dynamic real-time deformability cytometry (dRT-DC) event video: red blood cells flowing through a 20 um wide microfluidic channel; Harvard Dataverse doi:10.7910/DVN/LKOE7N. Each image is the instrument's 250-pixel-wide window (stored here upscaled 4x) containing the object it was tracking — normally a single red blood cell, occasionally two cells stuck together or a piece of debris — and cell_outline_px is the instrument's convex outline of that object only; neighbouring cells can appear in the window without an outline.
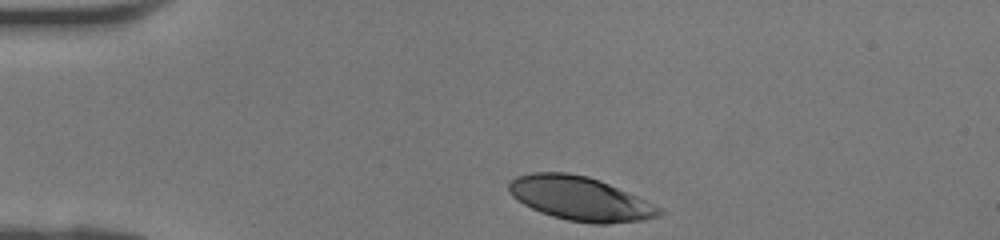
{"species": "human", "species_latin": "Homo sapiens", "temperature_condition": "room temperature", "stored_images_in_passage": 27, "camera_frame_rate_fps": 3000, "um_per_image_px": 0.085, "donor": {"sex": "female"}, "frame": {"image": 1, "passage_image": 1, "time_ms": 0.0, "image_size_px": [1000, 240], "cell_outline_px": [[664, 212], [660, 216], [644, 220], [608, 224], [592, 224], [568, 220], [552, 216], [540, 212], [524, 204], [512, 196], [508, 192], [508, 184], [516, 176], [532, 172], [568, 172], [588, 176], [600, 180], [664, 208]], "centroid_in_image_um": [49.33, 16.88], "position_along_channel_um": 35.7, "area_um2": 38.73}}
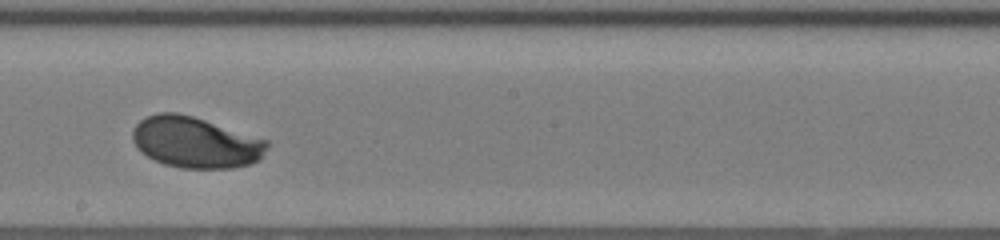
{"frame": {"image": 2, "passage_image": 16, "time_ms": 5.0, "image_size_px": [1000, 240], "cell_outline_px": [[268, 148], [260, 160], [252, 164], [232, 168], [180, 168], [164, 164], [140, 152], [132, 140], [132, 132], [136, 124], [140, 120], [156, 112], [176, 112], [192, 116], [268, 140]], "centroid_in_image_um": [16.62, 12.11], "position_along_channel_um": 231.6, "area_um2": 40.11}}
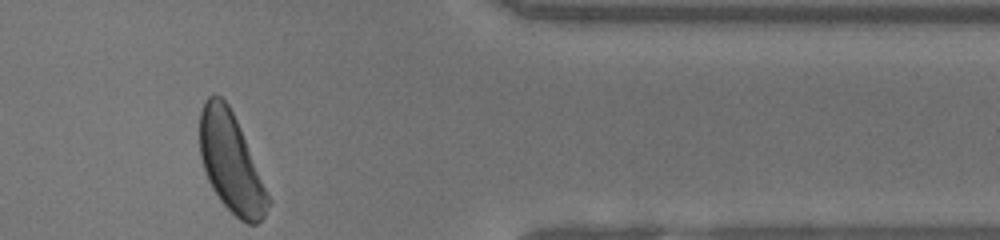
{"frame": {"image": 3, "passage_image": 27, "time_ms": 8.667, "image_size_px": [1000, 240], "cell_outline_px": [[272, 200], [264, 216], [256, 224], [248, 224], [240, 220], [220, 200], [212, 188], [208, 180], [200, 156], [200, 112], [204, 100], [208, 96], [220, 96], [228, 104], [240, 128]], "centroid_in_image_um": [19.64, 13.84], "position_along_channel_um": 391.8, "area_um2": 39.13}}